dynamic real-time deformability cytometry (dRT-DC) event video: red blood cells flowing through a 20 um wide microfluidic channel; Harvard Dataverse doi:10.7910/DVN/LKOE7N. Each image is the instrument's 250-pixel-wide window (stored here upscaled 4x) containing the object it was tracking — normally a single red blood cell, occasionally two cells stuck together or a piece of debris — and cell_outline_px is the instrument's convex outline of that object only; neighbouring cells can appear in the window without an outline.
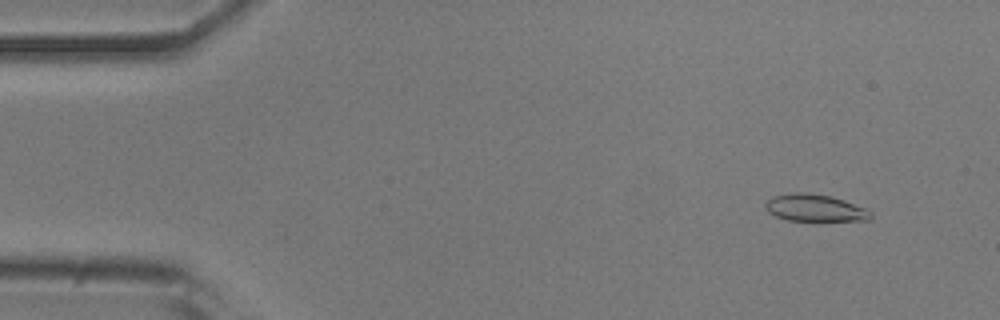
{"species": "common noctule bat (a hibernating species)", "species_latin": "Nyctalus noctula", "temperature_condition": "room temperature", "stored_images_in_passage": 15, "camera_frame_rate_fps": 3000, "um_per_image_px": 0.085, "animal": {"sex": "male", "body_mass_g": 20.5, "forearm_length_mm": 52.5}, "frame": {"image": 1, "passage_image": 5, "time_ms": 1.333, "image_size_px": [1000, 320], "cell_outline_px": [[872, 216], [868, 220], [788, 220], [776, 216], [768, 212], [764, 208], [764, 204], [772, 196], [792, 192], [800, 192], [832, 196], [844, 200], [864, 208], [872, 212]], "centroid_in_image_um": [69.22, 17.66], "position_along_channel_um": 15.8, "area_um2": 16.47}}